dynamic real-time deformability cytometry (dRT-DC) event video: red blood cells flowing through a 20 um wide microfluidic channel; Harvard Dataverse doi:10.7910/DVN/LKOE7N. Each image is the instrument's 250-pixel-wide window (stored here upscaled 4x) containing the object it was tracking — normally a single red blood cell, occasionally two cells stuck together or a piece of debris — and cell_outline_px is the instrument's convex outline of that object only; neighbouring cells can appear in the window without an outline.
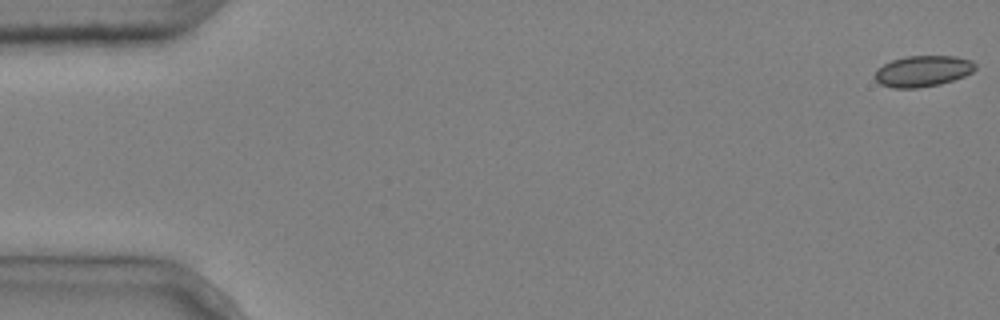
{"species": "common noctule bat (a hibernating species)", "species_latin": "Nyctalus noctula", "temperature_condition": "cold", "stored_images_in_passage": 5, "camera_frame_rate_fps": 3000, "um_per_image_px": 0.085, "animal": {"sex": "male", "body_mass_g": 20.4}, "frame": {"image": 1, "passage_image": 1, "time_ms": 0.0, "image_size_px": [1000, 320], "cell_outline_px": [[976, 68], [972, 72], [964, 76], [940, 84], [916, 88], [892, 88], [880, 84], [876, 80], [876, 68], [892, 60], [908, 56], [956, 56], [972, 60], [976, 64]], "centroid_in_image_um": [78.45, 6.04], "position_along_channel_um": 6.5, "area_um2": 18.15}}
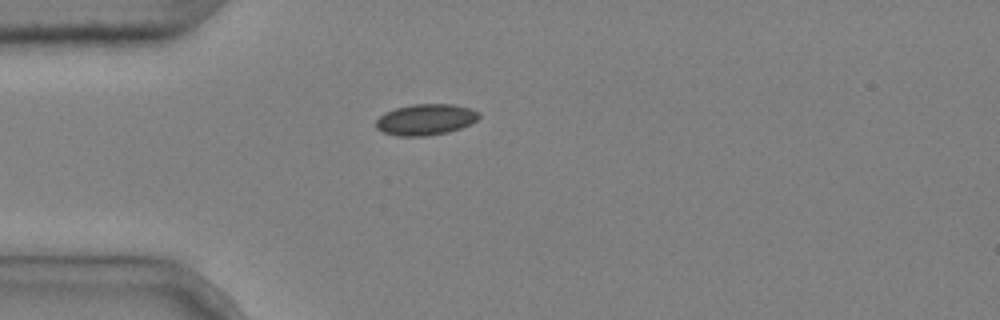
{"frame": {"image": 2, "passage_image": 4, "time_ms": 1.0, "image_size_px": [1000, 320], "cell_outline_px": [[480, 116], [476, 120], [460, 128], [448, 132], [428, 136], [396, 136], [384, 132], [376, 128], [376, 120], [384, 112], [396, 108], [412, 104], [452, 104], [472, 108], [480, 112]], "centroid_in_image_um": [36.18, 10.16], "position_along_channel_um": 48.8, "area_um2": 18.73}}